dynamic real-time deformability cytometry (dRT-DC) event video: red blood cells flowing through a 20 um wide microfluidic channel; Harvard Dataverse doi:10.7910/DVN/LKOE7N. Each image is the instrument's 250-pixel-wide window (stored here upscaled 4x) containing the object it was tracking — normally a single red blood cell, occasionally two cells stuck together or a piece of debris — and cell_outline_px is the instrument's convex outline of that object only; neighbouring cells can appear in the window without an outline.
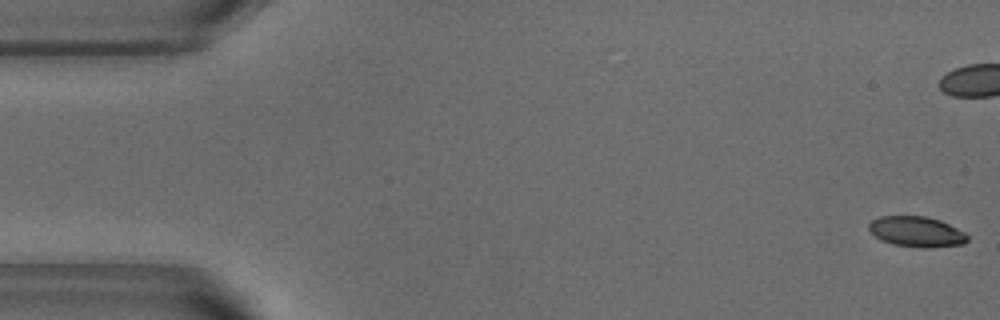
{"species": "common noctule bat (a hibernating species)", "species_latin": "Nyctalus noctula", "temperature_condition": "warm", "stored_images_in_passage": 53, "camera_frame_rate_fps": 3000, "um_per_image_px": 0.085, "animal": {"sex": "male", "body_mass_g": 18.8}, "frame": {"image": 1, "passage_image": 1, "time_ms": 0.0, "image_size_px": [1000, 320], "cell_outline_px": [[968, 240], [964, 244], [928, 248], [920, 248], [892, 244], [880, 240], [868, 228], [868, 224], [872, 220], [880, 216], [924, 216], [940, 220], [964, 232], [968, 236]], "centroid_in_image_um": [77.9, 19.7], "position_along_channel_um": 7.1, "area_um2": 17.51}}
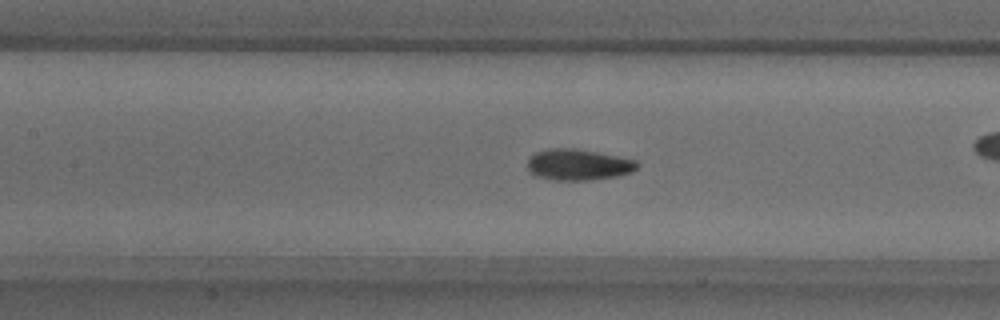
{"frame": {"image": 2, "passage_image": 23, "time_ms": 7.333, "image_size_px": [1000, 320], "cell_outline_px": [[640, 164], [632, 172], [616, 176], [592, 180], [552, 180], [536, 176], [528, 172], [528, 160], [536, 152], [548, 148], [576, 148], [620, 156], [636, 160]], "centroid_in_image_um": [49.16, 13.99], "position_along_channel_um": 158.2, "area_um2": 20.11}}
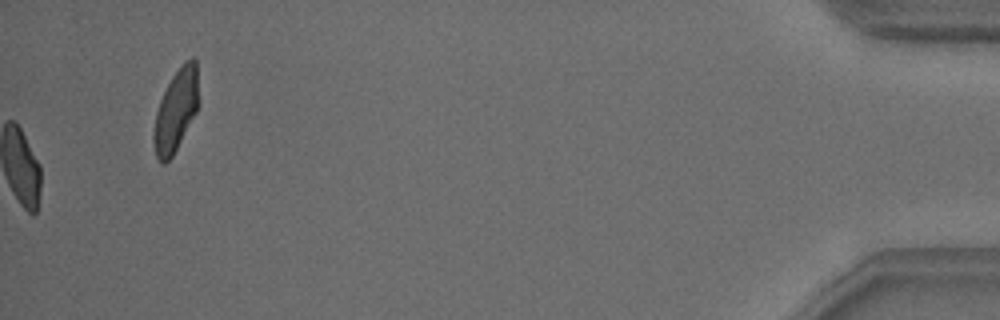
{"frame": {"image": 3, "passage_image": 53, "time_ms": 17.333, "image_size_px": [1000, 320], "cell_outline_px": [[196, 112], [172, 156], [164, 164], [160, 164], [156, 156], [152, 140], [152, 132], [156, 112], [160, 100], [172, 76], [184, 60], [192, 56], [196, 60]], "centroid_in_image_um": [14.89, 9.41], "position_along_channel_um": 420.3, "area_um2": 20.98}, "authors_computed_cell_mechanics": {"area_um2": 19.1896, "velocity_mm_per_s": 3.821, "shape_relaxation_time_tau1_ms": 3.3746, "shape_relaxation_time_tau2_ms": 1.3025, "deformation_change_tau1": 0.1296, "deformation_change_tau2": 0.0592}}